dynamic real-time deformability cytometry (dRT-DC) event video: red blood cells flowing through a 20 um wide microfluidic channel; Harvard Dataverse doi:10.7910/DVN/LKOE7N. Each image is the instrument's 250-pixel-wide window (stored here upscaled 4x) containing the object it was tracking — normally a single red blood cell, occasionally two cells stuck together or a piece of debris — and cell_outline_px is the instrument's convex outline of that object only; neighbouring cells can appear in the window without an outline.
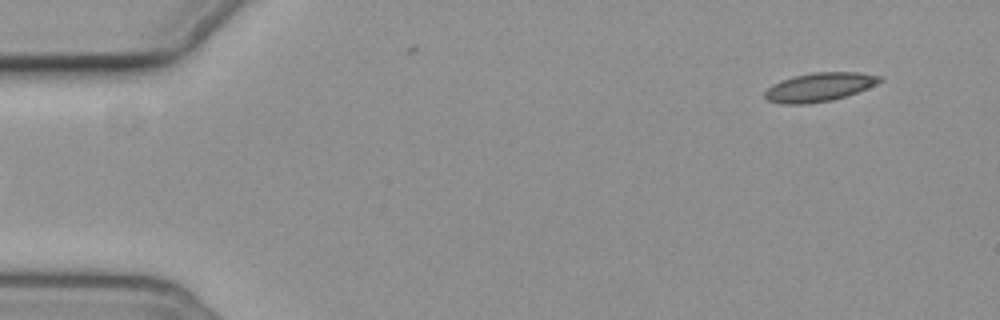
{"species": "common noctule bat (a hibernating species)", "species_latin": "Nyctalus noctula", "temperature_condition": "cold", "stored_images_in_passage": 8, "camera_frame_rate_fps": 3000, "um_per_image_px": 0.085, "animal": {"sex": "female", "body_mass_g": 19.3, "forearm_length_mm": 54.1}, "frame": {"image": 1, "passage_image": 1, "time_ms": 0.0, "image_size_px": [1000, 320], "cell_outline_px": [[884, 80], [876, 84], [856, 92], [832, 100], [808, 104], [780, 104], [768, 100], [764, 96], [764, 92], [772, 84], [780, 80], [792, 76], [812, 72], [860, 72], [884, 76]], "centroid_in_image_um": [69.64, 7.39], "position_along_channel_um": 15.4, "area_um2": 19.42}}
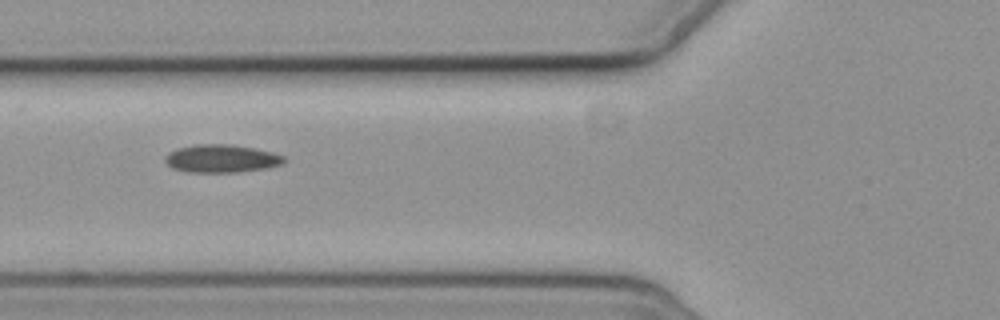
{"frame": {"image": 2, "passage_image": 6, "time_ms": 5.667, "image_size_px": [1000, 320], "cell_outline_px": [[288, 160], [284, 164], [268, 168], [240, 172], [184, 172], [172, 168], [164, 160], [164, 156], [168, 152], [176, 148], [192, 144], [232, 144], [272, 152], [284, 156]], "centroid_in_image_um": [18.82, 13.48], "position_along_channel_um": 107.0, "area_um2": 19.77}}
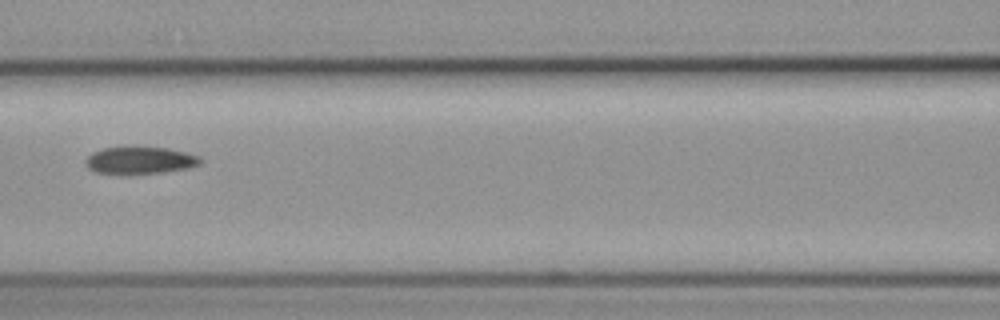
{"frame": {"image": 3, "passage_image": 7, "time_ms": 7.0, "image_size_px": [1000, 320], "cell_outline_px": [[204, 160], [200, 164], [188, 168], [164, 172], [128, 176], [96, 172], [88, 168], [84, 160], [92, 152], [104, 148], [168, 148], [200, 156]], "centroid_in_image_um": [11.9, 13.67], "position_along_channel_um": 154.7, "area_um2": 18.44}}